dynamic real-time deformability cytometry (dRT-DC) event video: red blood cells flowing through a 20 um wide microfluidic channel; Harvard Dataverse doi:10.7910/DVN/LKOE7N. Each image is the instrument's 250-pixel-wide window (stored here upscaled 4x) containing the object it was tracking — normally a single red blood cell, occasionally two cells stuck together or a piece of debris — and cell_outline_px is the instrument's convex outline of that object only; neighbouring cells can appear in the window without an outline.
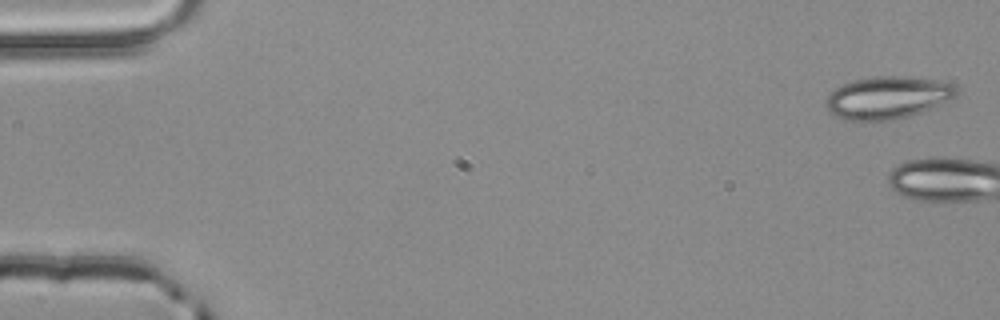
{"species": "common noctule bat (a hibernating species)", "species_latin": "Nyctalus noctula", "temperature_condition": "room temperature", "stored_images_in_passage": 5, "camera_frame_rate_fps": 3000, "um_per_image_px": 0.085, "animal": {"sex": "male", "body_mass_g": 20.4}, "frame": {"image": 1, "passage_image": 1, "time_ms": 0.0, "image_size_px": [1000, 320], "cell_outline_px": [[956, 92], [948, 100], [936, 108], [908, 116], [892, 120], [860, 124], [844, 120], [836, 116], [824, 104], [824, 100], [836, 88], [844, 84], [856, 80], [872, 76], [908, 76], [936, 80], [952, 84], [956, 88]], "centroid_in_image_um": [75.4, 8.34], "position_along_channel_um": 9.6, "area_um2": 32.77}}